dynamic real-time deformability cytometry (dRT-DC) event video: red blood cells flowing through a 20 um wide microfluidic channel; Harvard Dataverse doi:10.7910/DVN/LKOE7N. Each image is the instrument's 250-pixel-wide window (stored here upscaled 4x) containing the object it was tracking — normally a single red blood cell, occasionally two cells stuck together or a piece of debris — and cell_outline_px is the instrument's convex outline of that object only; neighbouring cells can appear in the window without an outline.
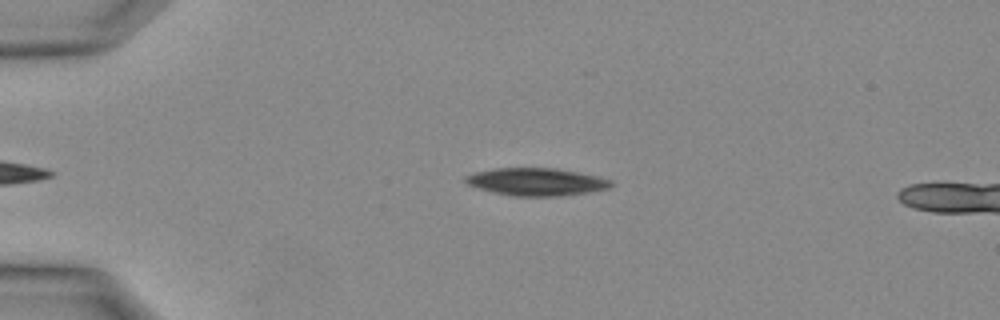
{"species": "Egyptian fruit bat (a non-hibernating species)", "species_latin": "Rousettus aegyptiacus", "temperature_condition": "warm", "stored_images_in_passage": 28, "camera_frame_rate_fps": 3000, "um_per_image_px": 0.085, "animal": {"sex": "female"}, "frame": {"image": 1, "passage_image": 2, "time_ms": 0.333, "image_size_px": [1000, 320], "cell_outline_px": [[612, 184], [608, 188], [588, 192], [556, 196], [516, 196], [496, 192], [480, 188], [468, 184], [464, 180], [464, 176], [476, 172], [492, 168], [556, 168], [600, 176], [612, 180]], "centroid_in_image_um": [45.61, 15.44], "position_along_channel_um": 39.4, "area_um2": 23.18}}
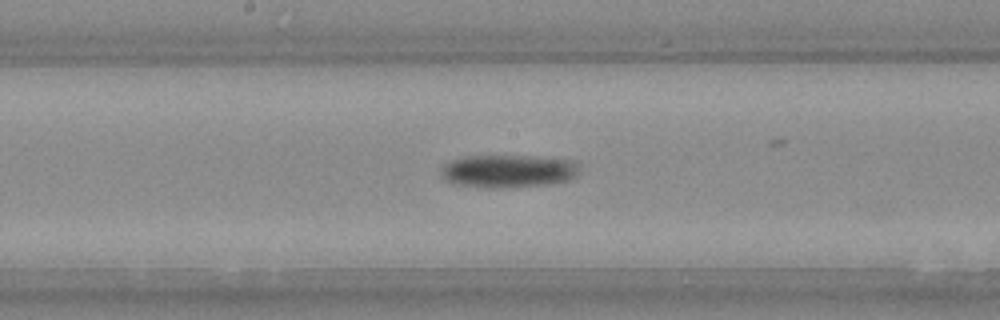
{"frame": {"image": 2, "passage_image": 12, "time_ms": 3.667, "image_size_px": [1000, 320], "cell_outline_px": [[580, 172], [576, 176], [568, 180], [548, 184], [504, 188], [496, 188], [456, 184], [448, 180], [440, 172], [440, 168], [444, 164], [452, 160], [464, 156], [528, 156], [572, 160], [580, 168]], "centroid_in_image_um": [43.22, 14.54], "position_along_channel_um": 205.0, "area_um2": 26.36}}
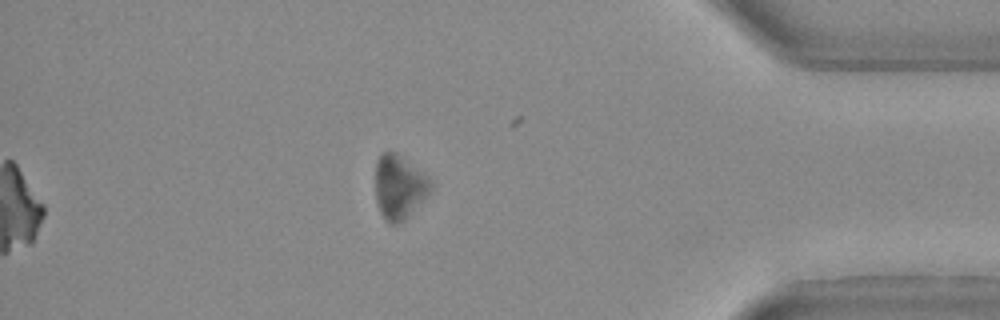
{"frame": {"image": 3, "passage_image": 23, "time_ms": 7.333, "image_size_px": [1000, 320], "cell_outline_px": [[432, 184], [428, 192], [408, 216], [404, 220], [396, 224], [392, 224], [384, 220], [380, 212], [376, 200], [376, 160], [384, 152], [396, 152], [424, 176]], "centroid_in_image_um": [33.86, 15.92], "position_along_channel_um": 401.3, "area_um2": 19.77}}